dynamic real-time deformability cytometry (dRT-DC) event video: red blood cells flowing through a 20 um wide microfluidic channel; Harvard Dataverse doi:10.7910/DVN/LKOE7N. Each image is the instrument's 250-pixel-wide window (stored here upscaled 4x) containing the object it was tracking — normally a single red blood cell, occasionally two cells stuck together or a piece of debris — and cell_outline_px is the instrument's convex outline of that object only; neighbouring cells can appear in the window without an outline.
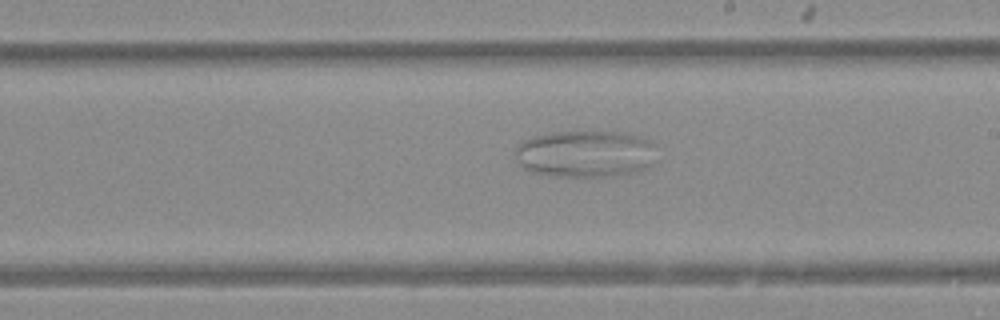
{"species": "Egyptian fruit bat (a non-hibernating species)", "species_latin": "Rousettus aegyptiacus", "temperature_condition": "warm", "stored_images_in_passage": 45, "camera_frame_rate_fps": 3000, "um_per_image_px": 0.085, "animal": {"sex": "female"}, "frame": {"image": 1, "passage_image": 24, "time_ms": 7.667, "image_size_px": [1000, 320], "cell_outline_px": [[652, 144], [648, 164], [644, 168], [636, 172], [604, 176], [564, 176], [532, 172], [524, 168], [520, 164], [516, 152], [516, 148], [524, 140], [532, 136], [556, 132], [628, 132], [652, 140]], "centroid_in_image_um": [49.71, 13.05], "position_along_channel_um": 239.3, "area_um2": 37.8}}
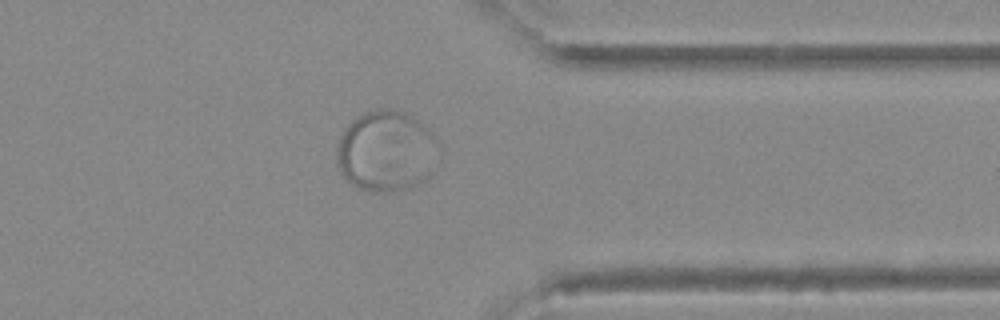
{"frame": {"image": 2, "passage_image": 35, "time_ms": 11.333, "image_size_px": [1000, 320], "cell_outline_px": [[436, 140], [432, 172], [428, 176], [416, 184], [408, 188], [388, 192], [372, 192], [360, 188], [352, 184], [340, 172], [336, 164], [336, 148], [340, 136], [344, 128], [360, 112], [376, 108], [388, 108], [404, 112], [420, 120], [436, 136]], "centroid_in_image_um": [32.77, 12.81], "position_along_channel_um": 378.6, "area_um2": 48.26}}
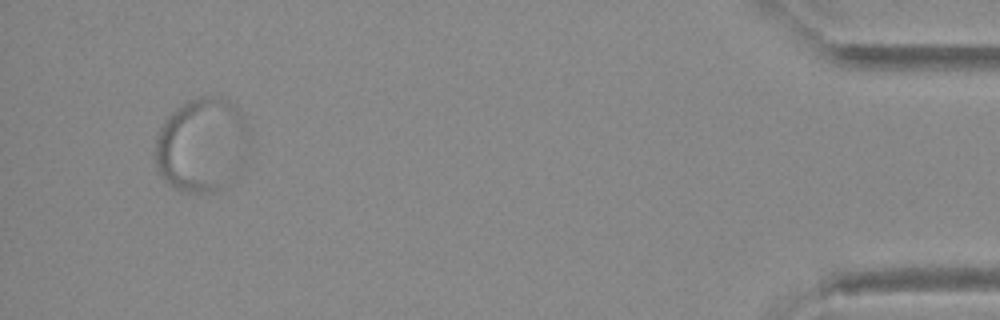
{"frame": {"image": 3, "passage_image": 43, "time_ms": 14.0, "image_size_px": [1000, 320], "cell_outline_px": [[252, 128], [248, 148], [220, 188], [216, 192], [180, 192], [172, 188], [164, 180], [156, 168], [156, 136], [164, 120], [180, 104], [188, 100], [200, 96], [224, 96], [240, 112]], "centroid_in_image_um": [17.12, 12.25], "position_along_channel_um": 418.1, "area_um2": 51.27}}